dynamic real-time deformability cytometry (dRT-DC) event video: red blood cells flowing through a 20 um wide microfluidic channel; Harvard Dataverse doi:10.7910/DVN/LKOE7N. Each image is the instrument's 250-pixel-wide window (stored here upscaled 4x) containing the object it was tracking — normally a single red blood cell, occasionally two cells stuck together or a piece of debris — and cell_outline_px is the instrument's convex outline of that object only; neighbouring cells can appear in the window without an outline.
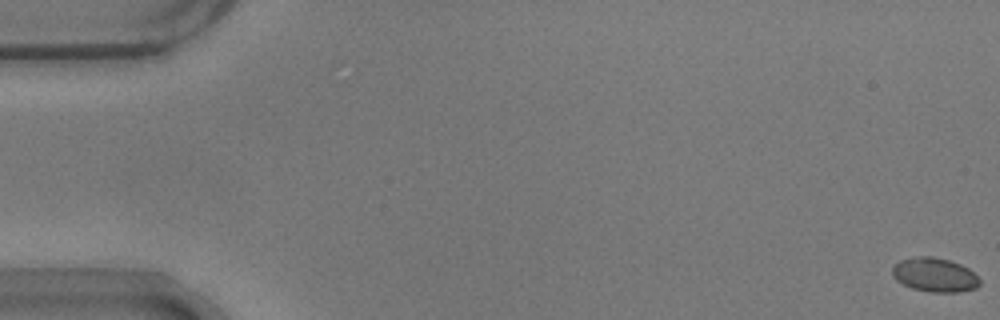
{"species": "common noctule bat (a hibernating species)", "species_latin": "Nyctalus noctula", "temperature_condition": "warm", "stored_images_in_passage": 56, "camera_frame_rate_fps": 3000, "um_per_image_px": 0.085, "animal": {"sex": "male", "body_mass_g": 17.9}, "frame": {"image": 1, "passage_image": 1, "time_ms": 0.0, "image_size_px": [1000, 320], "cell_outline_px": [[980, 284], [976, 288], [960, 292], [932, 292], [912, 288], [896, 280], [892, 276], [892, 268], [900, 260], [920, 256], [932, 256], [948, 260], [960, 264], [968, 268], [980, 280]], "centroid_in_image_um": [79.45, 23.37], "position_along_channel_um": 5.6, "area_um2": 17.22}}
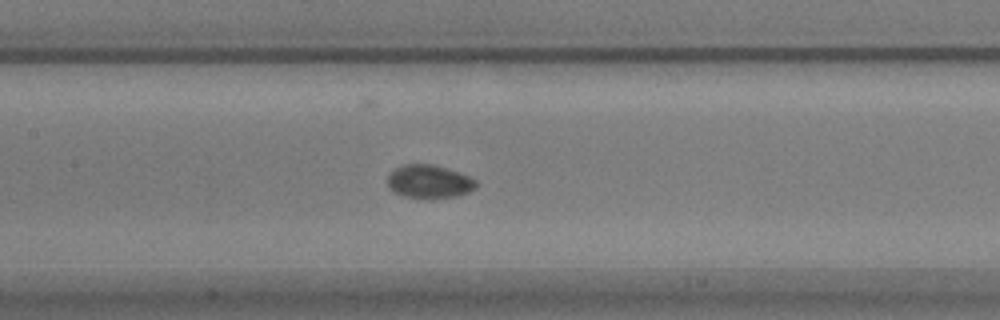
{"frame": {"image": 2, "passage_image": 27, "time_ms": 8.667, "image_size_px": [1000, 320], "cell_outline_px": [[476, 188], [468, 192], [456, 196], [404, 196], [392, 192], [388, 188], [388, 176], [396, 168], [404, 164], [432, 164], [460, 172], [476, 180]], "centroid_in_image_um": [36.47, 15.4], "position_along_channel_um": 170.9, "area_um2": 16.7}}
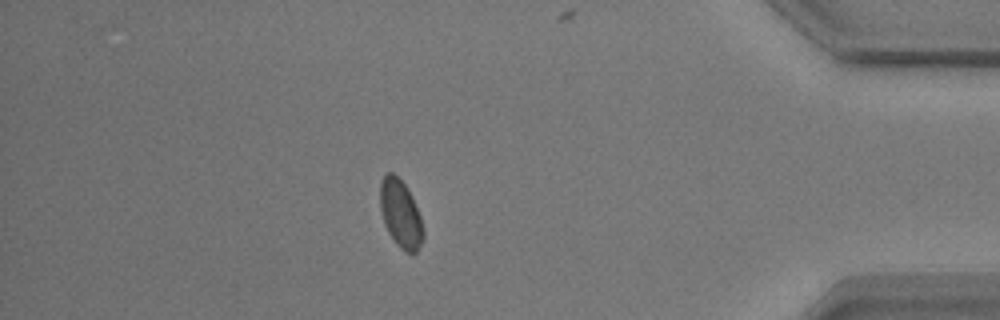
{"frame": {"image": 3, "passage_image": 49, "time_ms": 16.0, "image_size_px": [1000, 320], "cell_outline_px": [[424, 240], [416, 252], [412, 256], [404, 252], [396, 244], [388, 232], [384, 224], [380, 208], [380, 180], [388, 172], [392, 172], [404, 184], [412, 196], [420, 216], [424, 232]], "centroid_in_image_um": [34.05, 18.23], "position_along_channel_um": 401.1, "area_um2": 17.22}, "authors_computed_cell_mechanics": {"area_um2": 16.9932, "velocity_mm_per_s": 3.6794, "shape_relaxation_time_tau1_ms": 4.8789, "shape_relaxation_time_tau2_ms": null, "deformation_change_tau1": 0.0822, "deformation_change_tau2": null}}